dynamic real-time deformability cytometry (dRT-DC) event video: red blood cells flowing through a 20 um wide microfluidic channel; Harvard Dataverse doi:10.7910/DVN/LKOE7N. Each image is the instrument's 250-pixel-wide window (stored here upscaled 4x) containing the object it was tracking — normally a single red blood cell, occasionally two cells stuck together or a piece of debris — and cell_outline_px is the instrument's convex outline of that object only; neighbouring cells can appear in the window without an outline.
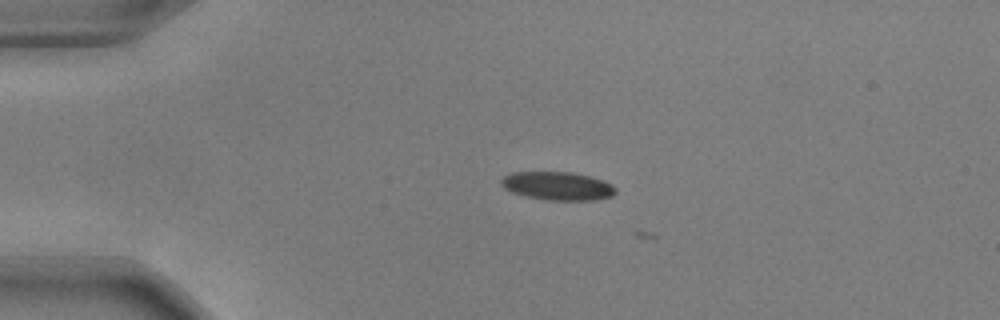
{"species": "common noctule bat (a hibernating species)", "species_latin": "Nyctalus noctula", "temperature_condition": "warm", "stored_images_in_passage": 3, "camera_frame_rate_fps": 3000, "um_per_image_px": 0.085, "animal": {"sex": "male", "body_mass_g": 17.9, "forearm_length_mm": 54.2}, "frame": {"image": 1, "passage_image": 2, "time_ms": 0.333, "image_size_px": [1000, 320], "cell_outline_px": [[616, 192], [612, 196], [596, 200], [548, 200], [528, 196], [512, 192], [504, 188], [500, 184], [500, 180], [504, 176], [512, 172], [572, 172], [604, 180], [612, 184], [616, 188]], "centroid_in_image_um": [47.41, 15.8], "position_along_channel_um": 37.6, "area_um2": 18.9}}